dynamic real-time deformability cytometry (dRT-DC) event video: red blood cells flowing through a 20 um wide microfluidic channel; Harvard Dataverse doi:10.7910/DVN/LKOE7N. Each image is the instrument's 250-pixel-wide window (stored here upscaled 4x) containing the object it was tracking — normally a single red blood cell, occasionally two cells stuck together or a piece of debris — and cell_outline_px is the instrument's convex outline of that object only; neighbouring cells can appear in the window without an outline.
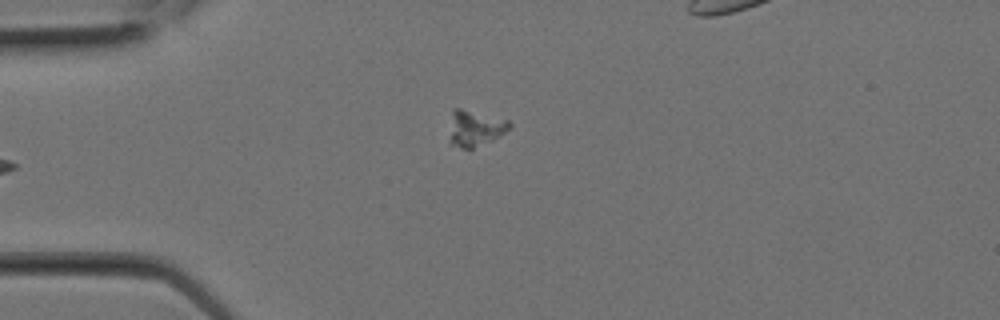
{"species": "Egyptian fruit bat (a non-hibernating species)", "species_latin": "Rousettus aegyptiacus", "temperature_condition": "room temperature", "stored_images_in_passage": 3, "segment_of_instrument_passage": [2, 2], "camera_frame_rate_fps": 3000, "um_per_image_px": 0.085, "animal": {"sex": "female"}, "frame": {"image": 1, "passage_image": 2, "time_ms": 0.333, "image_size_px": [1000, 320], "cell_outline_px": [[512, 124], [504, 132], [472, 148], [460, 148], [448, 144], [452, 108], [460, 108], [508, 120]], "centroid_in_image_um": [40.29, 10.89], "position_along_channel_um": 44.7, "area_um2": 12.31}}